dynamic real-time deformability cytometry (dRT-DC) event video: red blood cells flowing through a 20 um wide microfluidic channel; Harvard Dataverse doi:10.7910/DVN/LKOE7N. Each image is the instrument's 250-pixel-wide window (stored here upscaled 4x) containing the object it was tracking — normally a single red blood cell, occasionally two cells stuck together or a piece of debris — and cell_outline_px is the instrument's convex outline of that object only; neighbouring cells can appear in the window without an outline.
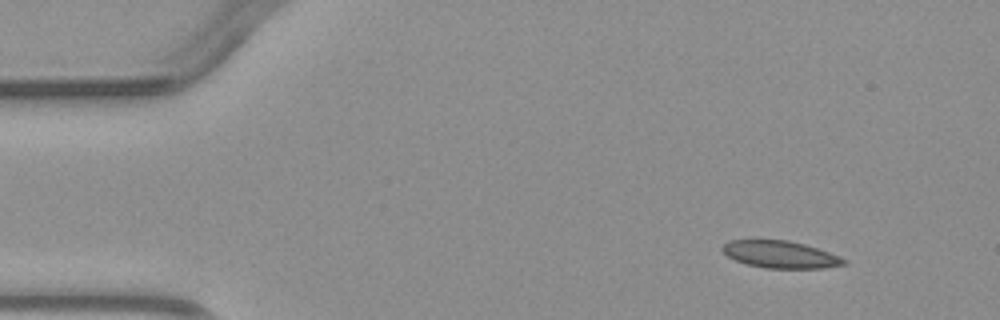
{"species": "common noctule bat (a hibernating species)", "species_latin": "Nyctalus noctula", "temperature_condition": "warm", "stored_images_in_passage": 5, "camera_frame_rate_fps": 3000, "um_per_image_px": 0.085, "animal": {"sex": "male", "body_mass_g": 23.1, "forearm_length_mm": 52.7}, "frame": {"image": 1, "passage_image": 2, "time_ms": 1.333, "image_size_px": [1000, 320], "cell_outline_px": [[848, 264], [824, 268], [764, 268], [748, 264], [736, 260], [728, 256], [720, 248], [728, 240], [788, 240], [804, 244], [840, 256], [848, 260]], "centroid_in_image_um": [66.36, 21.63], "position_along_channel_um": 18.6, "area_um2": 19.19}}
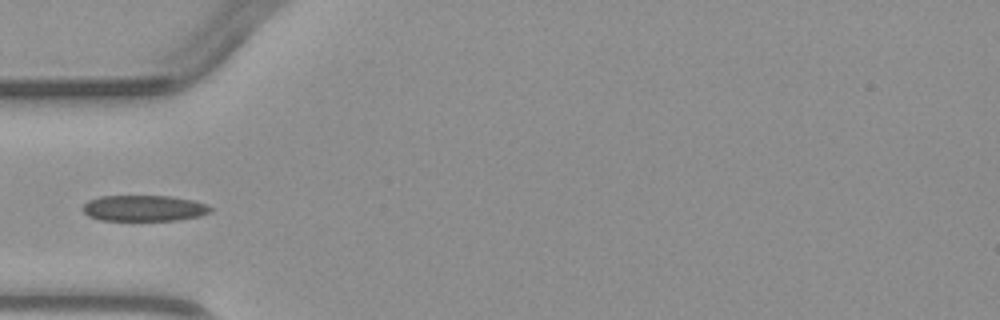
{"frame": {"image": 2, "passage_image": 4, "time_ms": 4.667, "image_size_px": [1000, 320], "cell_outline_px": [[212, 212], [200, 216], [176, 220], [100, 220], [88, 216], [80, 208], [88, 200], [100, 196], [172, 196], [192, 200], [208, 204], [212, 208]], "centroid_in_image_um": [12.24, 17.69], "position_along_channel_um": 72.8, "area_um2": 19.48}}
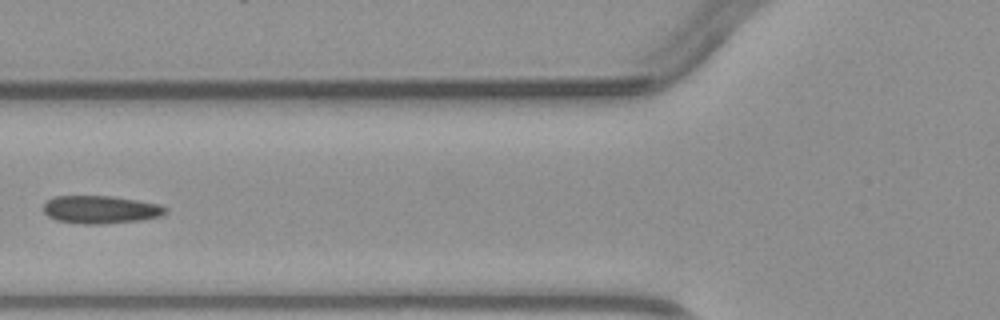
{"frame": {"image": 3, "passage_image": 5, "time_ms": 5.667, "image_size_px": [1000, 320], "cell_outline_px": [[168, 212], [160, 216], [140, 220], [104, 224], [84, 224], [56, 220], [48, 216], [44, 212], [44, 204], [48, 200], [56, 196], [112, 196], [160, 204], [168, 208]], "centroid_in_image_um": [8.58, 17.81], "position_along_channel_um": 117.2, "area_um2": 19.83}}